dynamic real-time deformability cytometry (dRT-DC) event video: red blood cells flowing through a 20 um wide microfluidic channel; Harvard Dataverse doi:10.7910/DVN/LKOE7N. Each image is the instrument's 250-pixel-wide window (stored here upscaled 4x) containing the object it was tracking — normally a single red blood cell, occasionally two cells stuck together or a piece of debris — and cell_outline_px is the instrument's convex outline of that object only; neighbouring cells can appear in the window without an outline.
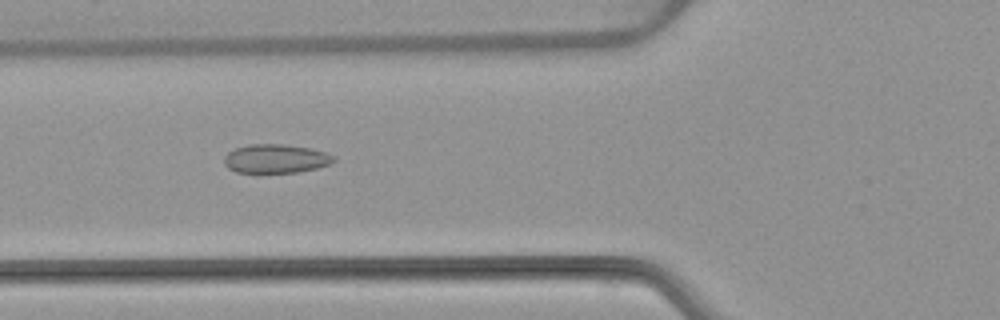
{"species": "common noctule bat (a hibernating species)", "species_latin": "Nyctalus noctula", "temperature_condition": "warm", "stored_images_in_passage": 53, "camera_frame_rate_fps": 3000, "um_per_image_px": 0.085, "animal": {"sex": "female", "body_mass_g": 22.7, "forearm_length_mm": 54.2}, "frame": {"image": 1, "passage_image": 20, "time_ms": 6.333, "image_size_px": [1000, 320], "cell_outline_px": [[336, 160], [328, 164], [316, 168], [296, 172], [236, 172], [228, 168], [224, 164], [224, 156], [228, 152], [236, 148], [248, 144], [284, 144], [312, 148], [336, 156]], "centroid_in_image_um": [23.43, 13.47], "position_along_channel_um": 102.4, "area_um2": 18.38}}
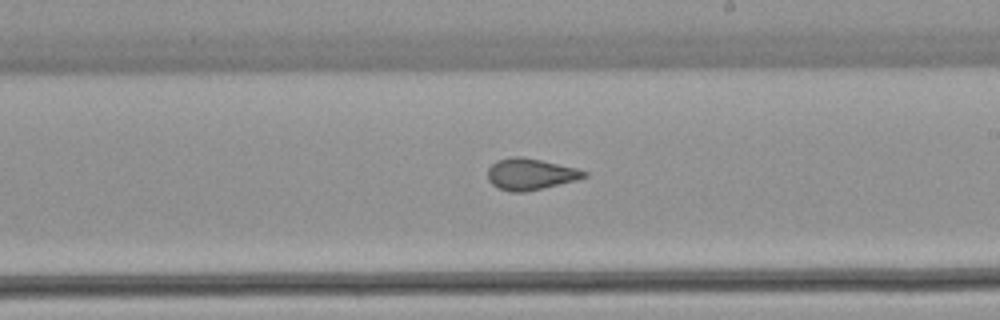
{"frame": {"image": 2, "passage_image": 31, "time_ms": 10.0, "image_size_px": [1000, 320], "cell_outline_px": [[588, 176], [576, 180], [524, 192], [512, 192], [500, 188], [492, 184], [488, 180], [488, 168], [496, 160], [512, 156], [520, 156], [540, 160], [576, 168], [588, 172]], "centroid_in_image_um": [45.07, 14.79], "position_along_channel_um": 243.9, "area_um2": 17.46}}
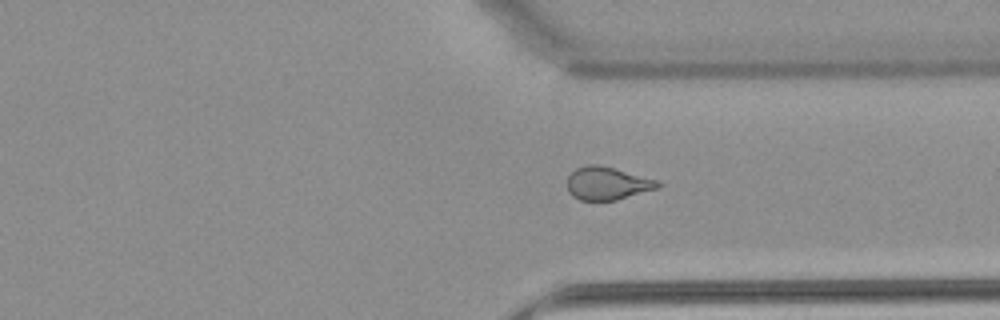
{"frame": {"image": 3, "passage_image": 40, "time_ms": 13.0, "image_size_px": [1000, 320], "cell_outline_px": [[664, 184], [660, 188], [616, 200], [580, 200], [572, 196], [568, 192], [568, 176], [576, 168], [588, 164], [600, 164], [660, 180]], "centroid_in_image_um": [51.68, 15.58], "position_along_channel_um": 359.7, "area_um2": 17.74}, "authors_computed_cell_mechanics": {"area_um2": 18.6116, "velocity_mm_per_s": 3.8596, "shape_relaxation_time_tau1_ms": null, "shape_relaxation_time_tau2_ms": 1.2146, "deformation_change_tau1": null, "deformation_change_tau2": 0.0652}}